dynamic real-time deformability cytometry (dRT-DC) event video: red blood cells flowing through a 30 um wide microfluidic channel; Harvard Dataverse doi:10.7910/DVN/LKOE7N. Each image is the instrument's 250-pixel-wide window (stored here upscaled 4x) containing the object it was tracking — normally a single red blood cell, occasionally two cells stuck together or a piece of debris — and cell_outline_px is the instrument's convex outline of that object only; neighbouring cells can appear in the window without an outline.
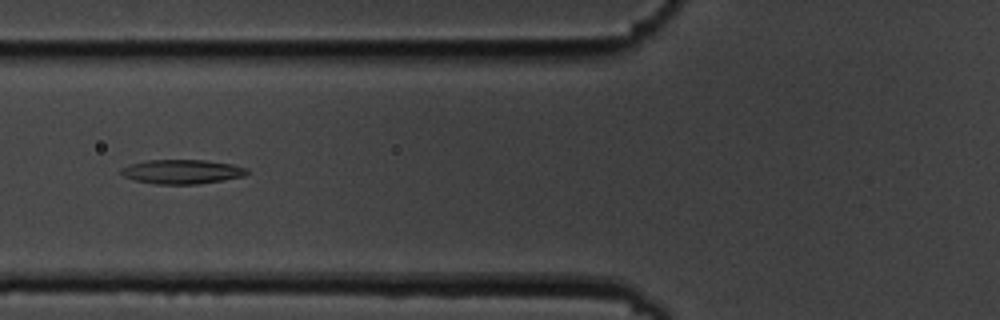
{"species": "common noctule bat (a hibernating species)", "species_latin": "Nyctalus noctula", "temperature_condition": "cold", "stored_images_in_passage": 54, "camera_frame_rate_fps": 3000, "um_per_image_px": 0.085, "animal": {"sex": "male", "body_mass_g": 19.5, "forearm_length_mm": 54.6}, "frame": {"image": 1, "passage_image": 20, "time_ms": 6.333, "image_size_px": [1000, 320], "cell_outline_px": [[248, 172], [244, 176], [224, 180], [196, 184], [156, 184], [136, 180], [124, 176], [120, 172], [120, 168], [128, 164], [148, 160], [204, 160], [232, 164], [248, 168]], "centroid_in_image_um": [15.47, 14.59], "position_along_channel_um": 110.3, "area_um2": 17.8}}
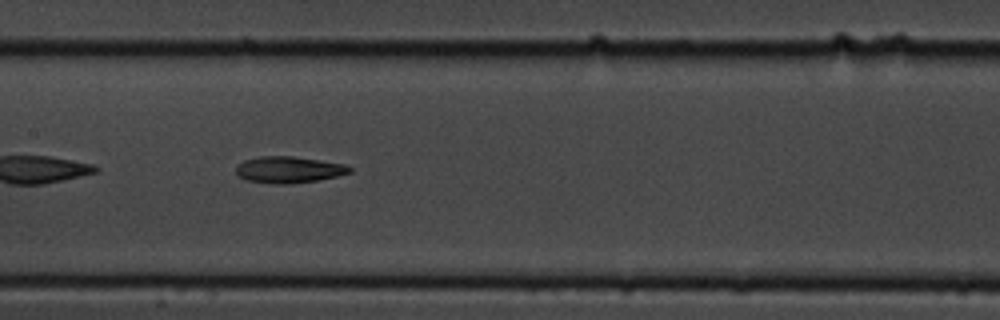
{"frame": {"image": 2, "passage_image": 26, "time_ms": 8.333, "image_size_px": [1000, 320], "cell_outline_px": [[352, 172], [336, 176], [316, 180], [288, 184], [276, 184], [244, 180], [236, 172], [236, 164], [244, 160], [260, 156], [292, 156], [344, 164], [352, 168]], "centroid_in_image_um": [24.5, 14.42], "position_along_channel_um": 182.9, "area_um2": 17.46}}
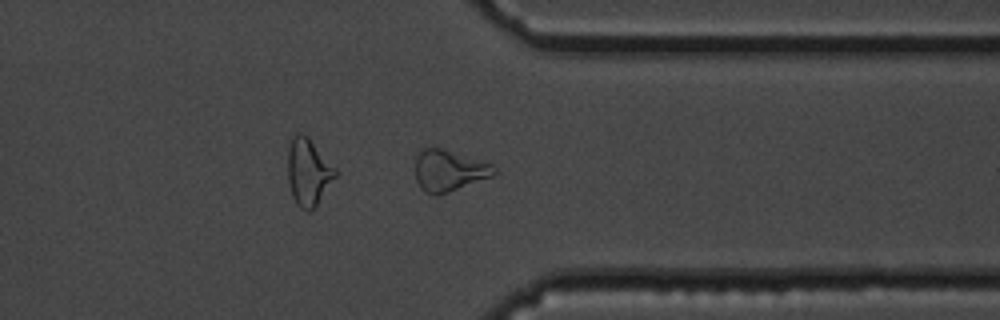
{"frame": {"image": 3, "passage_image": 42, "time_ms": 13.667, "image_size_px": [1000, 320], "cell_outline_px": [[496, 172], [492, 176], [448, 192], [436, 196], [432, 196], [424, 192], [420, 188], [416, 180], [416, 156], [424, 148], [440, 148], [492, 164], [496, 168]], "centroid_in_image_um": [38.13, 14.52], "position_along_channel_um": 373.3, "area_um2": 18.73}, "authors_computed_cell_mechanics": {"area_um2": 18.6983, "velocity_mm_per_s": 3.6053, "shape_relaxation_time_tau1_ms": null, "shape_relaxation_time_tau2_ms": 10.0535, "deformation_change_tau1": null, "deformation_change_tau2": 0.2448}}